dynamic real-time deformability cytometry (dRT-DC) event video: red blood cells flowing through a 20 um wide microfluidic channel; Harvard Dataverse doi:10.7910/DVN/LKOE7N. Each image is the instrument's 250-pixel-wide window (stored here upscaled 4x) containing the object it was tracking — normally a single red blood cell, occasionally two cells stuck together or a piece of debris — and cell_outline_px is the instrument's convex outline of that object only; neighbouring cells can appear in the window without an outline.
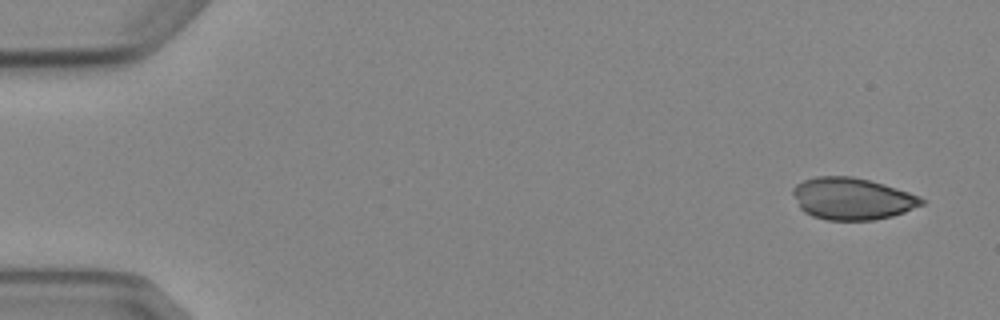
{"species": "Egyptian fruit bat (a non-hibernating species)", "species_latin": "Rousettus aegyptiacus", "temperature_condition": "cold", "stored_images_in_passage": 5, "segment_of_instrument_passage": [2, 2], "camera_frame_rate_fps": 3000, "um_per_image_px": 0.085, "animal": {"sex": "female"}, "frame": {"image": 1, "passage_image": 5, "time_ms": 5.667, "image_size_px": [1000, 320], "cell_outline_px": [[924, 204], [904, 212], [892, 216], [872, 220], [828, 220], [812, 216], [804, 212], [800, 208], [792, 192], [792, 188], [796, 184], [804, 180], [816, 176], [852, 176], [884, 184], [920, 196], [924, 200]], "centroid_in_image_um": [72.42, 16.88], "position_along_channel_um": 12.6, "area_um2": 31.39}}